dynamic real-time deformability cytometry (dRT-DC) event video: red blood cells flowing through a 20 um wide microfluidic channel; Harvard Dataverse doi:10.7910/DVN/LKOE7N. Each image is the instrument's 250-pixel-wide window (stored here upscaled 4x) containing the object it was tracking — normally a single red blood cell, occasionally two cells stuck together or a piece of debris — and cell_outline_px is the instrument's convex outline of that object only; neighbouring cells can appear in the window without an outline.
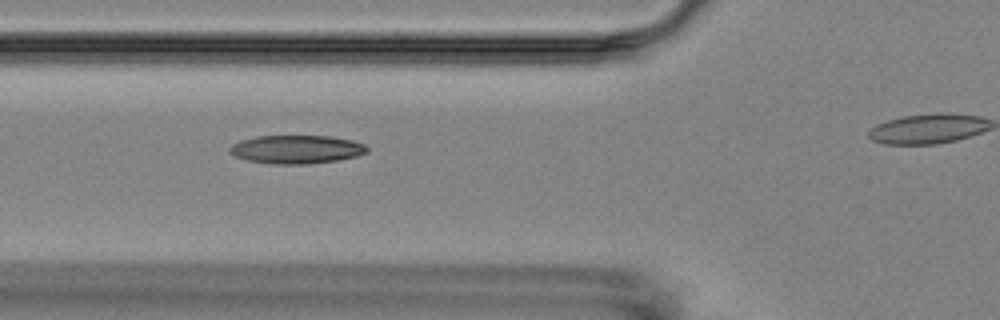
{"species": "Egyptian fruit bat (a non-hibernating species)", "species_latin": "Rousettus aegyptiacus", "temperature_condition": "room temperature", "stored_images_in_passage": 7, "segment_of_instrument_passage": [1, 2], "camera_frame_rate_fps": 3000, "um_per_image_px": 0.085, "animal": {"sex": "female"}, "frame": {"image": 1, "passage_image": 3, "time_ms": 2.333, "image_size_px": [1000, 320], "cell_outline_px": [[368, 152], [356, 156], [336, 160], [308, 164], [276, 164], [248, 160], [236, 156], [228, 152], [228, 148], [232, 144], [240, 140], [256, 136], [328, 136], [352, 140], [364, 144], [368, 148]], "centroid_in_image_um": [25.18, 12.69], "position_along_channel_um": 100.6, "area_um2": 22.66}}
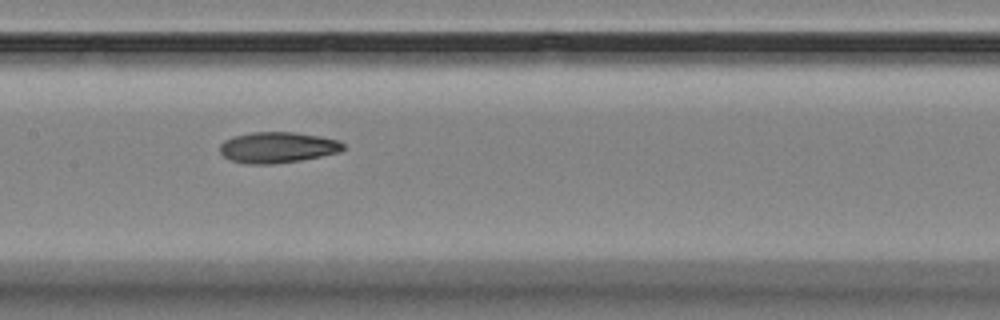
{"frame": {"image": 2, "passage_image": 5, "time_ms": 4.667, "image_size_px": [1000, 320], "cell_outline_px": [[344, 148], [340, 152], [300, 160], [272, 164], [248, 164], [232, 160], [224, 156], [220, 152], [220, 144], [224, 140], [232, 136], [252, 132], [292, 132], [320, 136], [336, 140], [344, 144]], "centroid_in_image_um": [23.56, 12.52], "position_along_channel_um": 183.8, "area_um2": 22.08}}
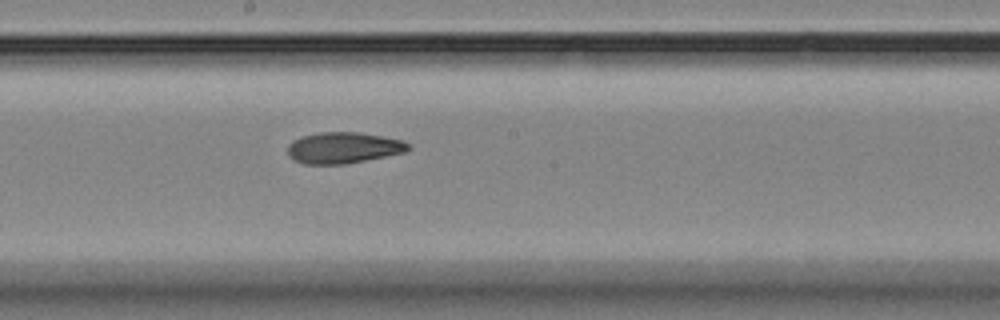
{"frame": {"image": 3, "passage_image": 6, "time_ms": 5.667, "image_size_px": [1000, 320], "cell_outline_px": [[412, 148], [404, 152], [344, 164], [304, 164], [292, 160], [288, 156], [288, 144], [292, 140], [300, 136], [320, 132], [360, 132], [384, 136], [404, 140]], "centroid_in_image_um": [29.15, 12.55], "position_along_channel_um": 219.0, "area_um2": 22.08}}